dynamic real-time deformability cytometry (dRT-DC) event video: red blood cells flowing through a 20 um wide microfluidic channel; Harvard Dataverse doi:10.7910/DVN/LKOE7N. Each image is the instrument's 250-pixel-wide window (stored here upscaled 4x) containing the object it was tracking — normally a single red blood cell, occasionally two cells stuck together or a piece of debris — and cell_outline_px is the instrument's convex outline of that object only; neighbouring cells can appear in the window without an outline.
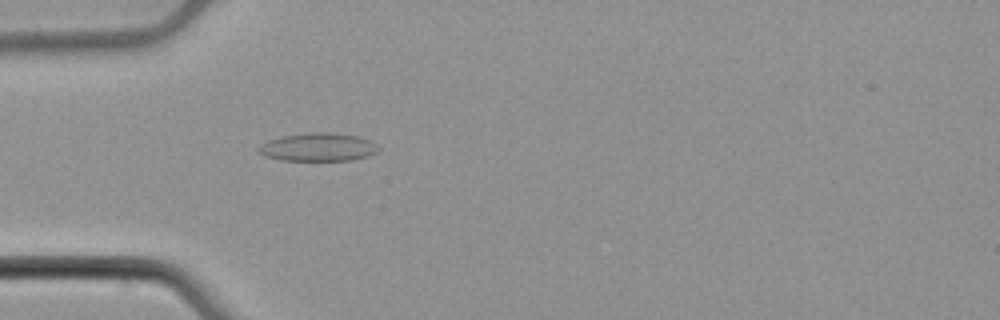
{"species": "common noctule bat (a hibernating species)", "species_latin": "Nyctalus noctula", "temperature_condition": "cold", "stored_images_in_passage": 47, "camera_frame_rate_fps": 3000, "um_per_image_px": 0.085, "animal": {"sex": "male", "body_mass_g": 21.5, "forearm_length_mm": 52.0}, "frame": {"image": 1, "passage_image": 11, "time_ms": 3.333, "image_size_px": [1000, 320], "cell_outline_px": [[380, 148], [376, 152], [368, 156], [352, 160], [280, 160], [264, 156], [256, 152], [268, 140], [284, 136], [304, 132], [328, 132], [360, 136], [372, 140]], "centroid_in_image_um": [27.08, 12.5], "position_along_channel_um": 57.9, "area_um2": 19.77}}
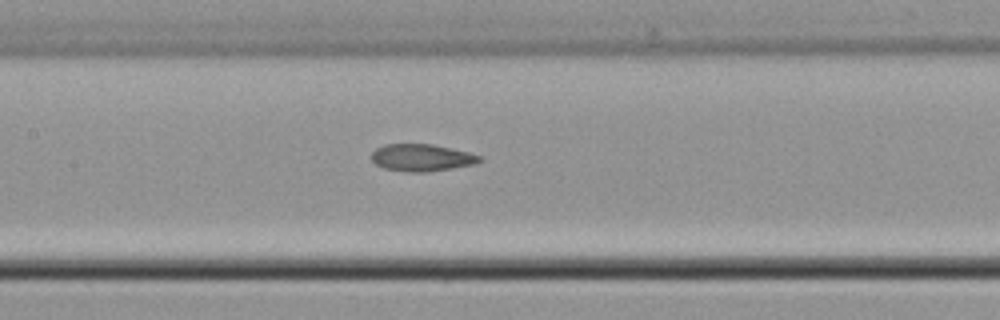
{"frame": {"image": 2, "passage_image": 20, "time_ms": 6.333, "image_size_px": [1000, 320], "cell_outline_px": [[484, 160], [472, 164], [452, 168], [428, 172], [408, 172], [384, 168], [376, 164], [372, 160], [372, 152], [376, 148], [384, 144], [432, 144], [468, 152], [480, 156]], "centroid_in_image_um": [35.83, 13.4], "position_along_channel_um": 171.6, "area_um2": 16.99}}
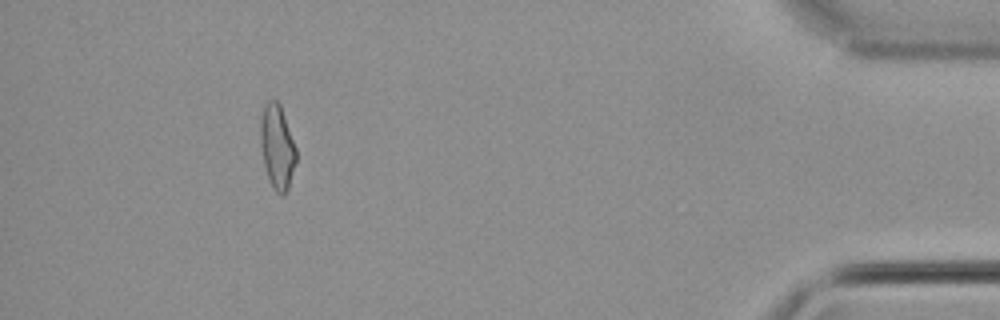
{"frame": {"image": 3, "passage_image": 43, "time_ms": 14.0, "image_size_px": [1000, 320], "cell_outline_px": [[296, 160], [288, 188], [280, 196], [276, 192], [268, 180], [264, 164], [260, 144], [260, 120], [264, 104], [268, 100], [276, 100], [280, 104], [296, 148]], "centroid_in_image_um": [23.54, 12.46], "position_along_channel_um": 411.7, "area_um2": 17.46}, "authors_computed_cell_mechanics": {"area_um2": 17.4556, "velocity_mm_per_s": 3.9448, "shape_relaxation_time_tau1_ms": null, "shape_relaxation_time_tau2_ms": 5.527, "deformation_change_tau1": null, "deformation_change_tau2": 0.1341}}